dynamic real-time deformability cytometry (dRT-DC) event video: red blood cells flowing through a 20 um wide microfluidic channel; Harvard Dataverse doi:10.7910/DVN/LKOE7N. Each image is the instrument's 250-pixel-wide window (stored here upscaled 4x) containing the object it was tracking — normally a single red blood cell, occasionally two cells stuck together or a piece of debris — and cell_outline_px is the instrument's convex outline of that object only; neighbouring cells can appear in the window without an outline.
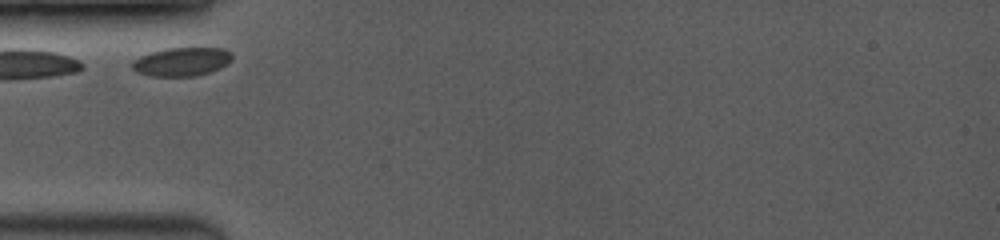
{"species": "common noctule bat (a hibernating species)", "species_latin": "Nyctalus noctula", "temperature_condition": "room temperature", "stored_images_in_passage": 22, "camera_frame_rate_fps": 3500, "um_per_image_px": 0.085, "animal": {"sex": "female", "body_mass_g": 19.0, "forearm_length_mm": 53.3}, "frame": {"image": 1, "passage_image": 1, "time_ms": 0.0, "image_size_px": [1000, 240], "cell_outline_px": [[232, 60], [228, 64], [212, 72], [196, 76], [152, 76], [136, 72], [132, 68], [132, 60], [140, 56], [152, 52], [168, 48], [224, 48], [232, 52]], "centroid_in_image_um": [15.48, 5.25], "position_along_channel_um": 69.5, "area_um2": 16.82}}